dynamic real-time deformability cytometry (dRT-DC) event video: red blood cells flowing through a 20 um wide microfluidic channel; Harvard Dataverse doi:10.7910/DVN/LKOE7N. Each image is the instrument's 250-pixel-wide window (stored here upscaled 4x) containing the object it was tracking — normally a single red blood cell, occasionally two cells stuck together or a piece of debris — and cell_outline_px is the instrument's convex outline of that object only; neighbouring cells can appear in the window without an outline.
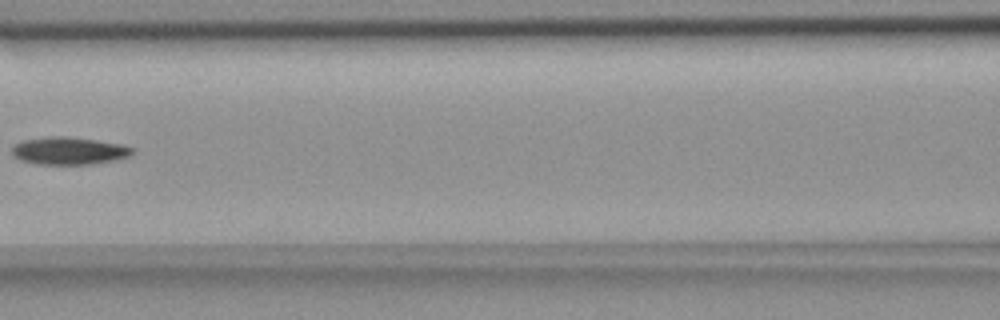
{"species": "common noctule bat (a hibernating species)", "species_latin": "Nyctalus noctula", "temperature_condition": "room temperature", "stored_images_in_passage": 6, "camera_frame_rate_fps": 3000, "um_per_image_px": 0.085, "animal": {"sex": "female", "body_mass_g": 18.4}, "frame": {"image": 1, "passage_image": 6, "time_ms": 1.667, "image_size_px": [1000, 320], "cell_outline_px": [[132, 152], [128, 156], [112, 160], [92, 164], [36, 164], [20, 160], [12, 156], [12, 148], [16, 144], [24, 140], [48, 136], [68, 136], [96, 140], [120, 144], [132, 148]], "centroid_in_image_um": [5.8, 12.81], "position_along_channel_um": 160.8, "area_um2": 19.13}}